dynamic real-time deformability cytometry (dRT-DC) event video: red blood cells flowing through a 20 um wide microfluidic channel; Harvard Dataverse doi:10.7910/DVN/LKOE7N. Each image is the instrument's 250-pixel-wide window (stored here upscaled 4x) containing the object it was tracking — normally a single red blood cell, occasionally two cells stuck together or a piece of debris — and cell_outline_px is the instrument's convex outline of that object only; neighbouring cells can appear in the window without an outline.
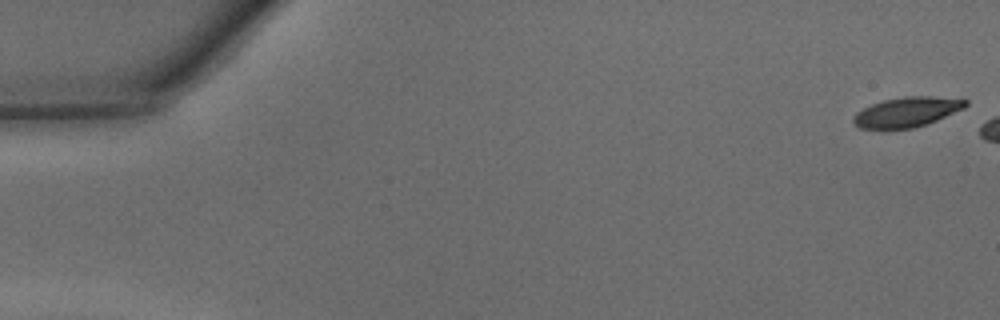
{"species": "common noctule bat (a hibernating species)", "species_latin": "Nyctalus noctula", "temperature_condition": "warm", "stored_images_in_passage": 6, "camera_frame_rate_fps": 3000, "um_per_image_px": 0.085, "animal": {"sex": "male", "body_mass_g": 15.6}, "frame": {"image": 1, "passage_image": 1, "time_ms": 0.0, "image_size_px": [1000, 320], "cell_outline_px": [[968, 104], [964, 108], [936, 120], [912, 128], [860, 128], [852, 120], [852, 116], [856, 112], [872, 104], [884, 100], [904, 96], [932, 96], [968, 100]], "centroid_in_image_um": [77.08, 9.5], "position_along_channel_um": 7.9, "area_um2": 19.19}}